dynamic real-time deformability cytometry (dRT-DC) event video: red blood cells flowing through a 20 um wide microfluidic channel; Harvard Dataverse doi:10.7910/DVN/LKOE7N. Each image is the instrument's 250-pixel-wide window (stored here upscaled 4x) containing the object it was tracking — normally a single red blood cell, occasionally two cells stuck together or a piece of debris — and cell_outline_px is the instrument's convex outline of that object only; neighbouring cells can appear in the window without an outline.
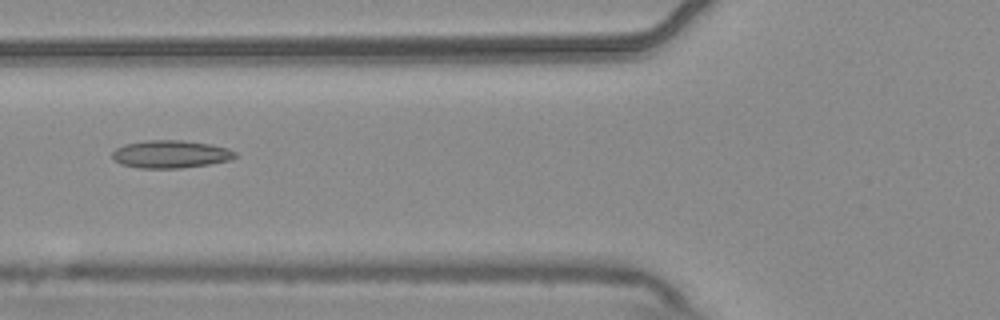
{"species": "common noctule bat (a hibernating species)", "species_latin": "Nyctalus noctula", "temperature_condition": "warm", "stored_images_in_passage": 3, "camera_frame_rate_fps": 3000, "um_per_image_px": 0.085, "animal": {"sex": "male", "body_mass_g": 20.4}, "frame": {"image": 1, "passage_image": 3, "time_ms": 0.667, "image_size_px": [1000, 320], "cell_outline_px": [[236, 156], [232, 160], [208, 164], [180, 168], [140, 168], [120, 164], [112, 156], [112, 152], [116, 148], [124, 144], [144, 140], [180, 140], [212, 144], [228, 148], [236, 152]], "centroid_in_image_um": [14.51, 13.1], "position_along_channel_um": 111.3, "area_um2": 19.94}}